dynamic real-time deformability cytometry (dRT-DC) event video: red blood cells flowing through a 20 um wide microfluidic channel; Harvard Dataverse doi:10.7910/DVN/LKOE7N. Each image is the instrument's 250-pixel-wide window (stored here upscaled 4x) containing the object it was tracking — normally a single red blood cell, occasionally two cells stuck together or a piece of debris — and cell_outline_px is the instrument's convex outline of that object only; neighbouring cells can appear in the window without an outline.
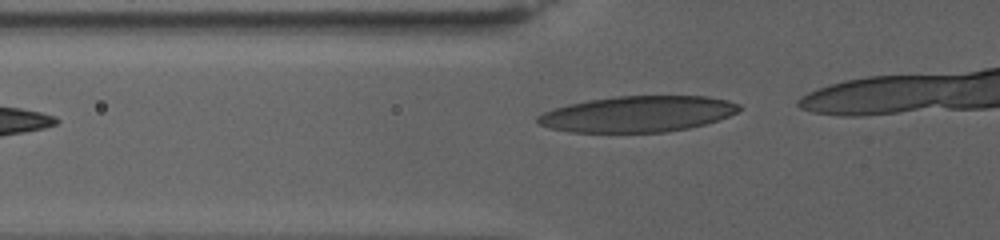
{"species": "human", "species_latin": "Homo sapiens", "temperature_condition": "warm", "stored_images_in_passage": 13, "camera_frame_rate_fps": 3000, "um_per_image_px": 0.085, "donor": {"sex": "female"}, "frame": {"image": 1, "passage_image": 4, "time_ms": 1.0, "image_size_px": [1000, 240], "cell_outline_px": [[744, 108], [728, 116], [704, 124], [688, 128], [664, 132], [568, 132], [536, 124], [536, 116], [552, 108], [568, 104], [588, 100], [616, 96], [708, 96], [728, 100], [740, 104]], "centroid_in_image_um": [54.18, 9.68], "position_along_channel_um": 71.6, "area_um2": 42.37}}
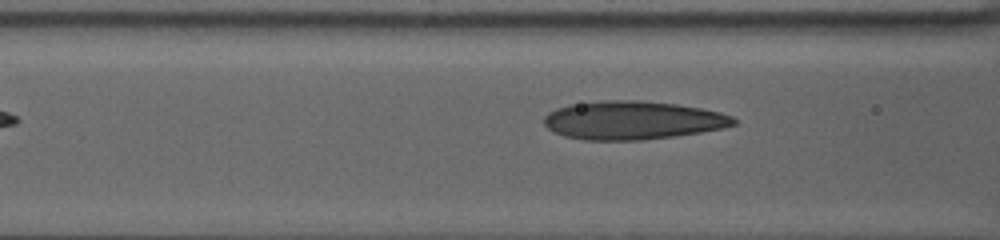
{"frame": {"image": 2, "passage_image": 9, "time_ms": 2.667, "image_size_px": [1000, 240], "cell_outline_px": [[736, 124], [724, 128], [676, 136], [644, 140], [584, 140], [564, 136], [548, 128], [544, 124], [544, 116], [548, 112], [556, 108], [568, 104], [604, 100], [640, 100], [676, 104], [700, 108], [720, 112], [732, 116], [736, 120]], "centroid_in_image_um": [53.76, 10.22], "position_along_channel_um": 112.8, "area_um2": 42.66}}